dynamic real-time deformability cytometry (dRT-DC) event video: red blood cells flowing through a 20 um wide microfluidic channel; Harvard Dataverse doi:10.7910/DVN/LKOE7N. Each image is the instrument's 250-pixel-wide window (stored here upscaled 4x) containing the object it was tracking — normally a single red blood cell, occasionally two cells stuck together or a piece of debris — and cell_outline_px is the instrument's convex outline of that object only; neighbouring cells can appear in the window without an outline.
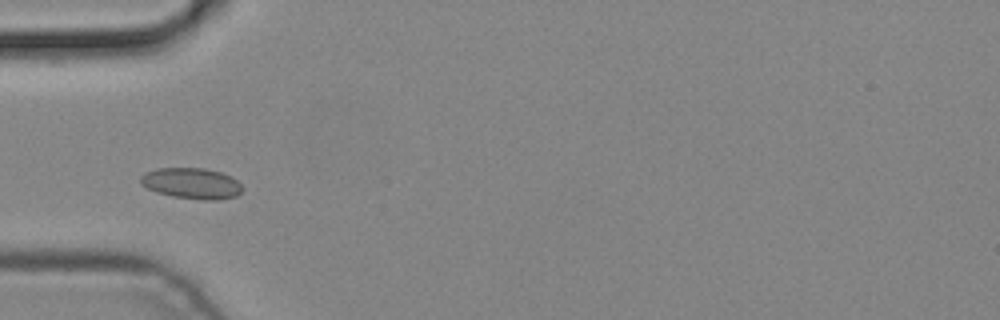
{"species": "common noctule bat (a hibernating species)", "species_latin": "Nyctalus noctula", "temperature_condition": "cold", "stored_images_in_passage": 6, "camera_frame_rate_fps": 3000, "um_per_image_px": 0.085, "animal": {"sex": "male", "body_mass_g": 19.2, "forearm_length_mm": 51.8}, "frame": {"image": 1, "passage_image": 5, "time_ms": 1.333, "image_size_px": [1000, 320], "cell_outline_px": [[244, 188], [236, 196], [216, 200], [204, 200], [172, 196], [156, 192], [140, 184], [140, 176], [144, 172], [156, 168], [204, 168], [220, 172], [236, 180]], "centroid_in_image_um": [16.25, 15.58], "position_along_channel_um": 68.7, "area_um2": 18.32}}
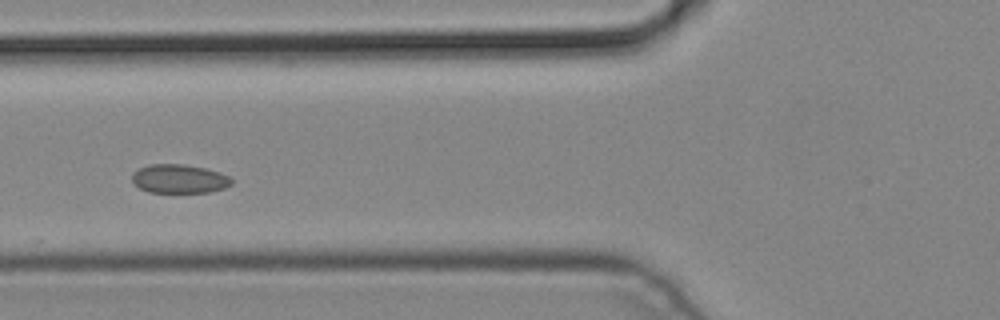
{"frame": {"image": 2, "passage_image": 6, "time_ms": 1.667, "image_size_px": [1000, 320], "cell_outline_px": [[232, 184], [224, 188], [208, 192], [148, 192], [140, 188], [132, 180], [132, 172], [148, 164], [184, 164], [204, 168], [220, 172], [228, 176], [232, 180]], "centroid_in_image_um": [15.23, 15.19], "position_along_channel_um": 110.6, "area_um2": 16.65}}